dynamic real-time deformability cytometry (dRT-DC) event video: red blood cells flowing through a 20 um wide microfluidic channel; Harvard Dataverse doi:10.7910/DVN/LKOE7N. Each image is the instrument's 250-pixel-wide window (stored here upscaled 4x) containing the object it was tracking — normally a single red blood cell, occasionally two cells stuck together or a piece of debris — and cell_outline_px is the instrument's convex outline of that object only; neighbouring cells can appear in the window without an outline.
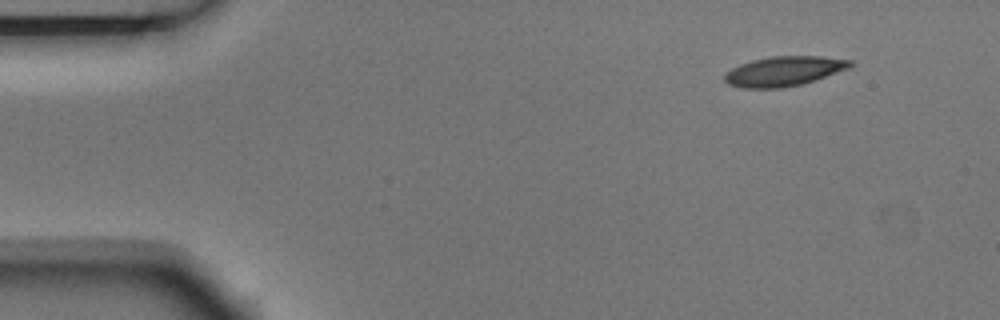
{"species": "Egyptian fruit bat (a non-hibernating species)", "species_latin": "Rousettus aegyptiacus", "temperature_condition": "room temperature", "stored_images_in_passage": 4, "camera_frame_rate_fps": 3000, "um_per_image_px": 0.085, "animal": {"sex": "male"}, "frame": {"image": 1, "passage_image": 1, "time_ms": 0.0, "image_size_px": [1000, 320], "cell_outline_px": [[856, 64], [848, 68], [800, 84], [780, 88], [744, 88], [728, 84], [724, 80], [724, 72], [740, 64], [752, 60], [772, 56], [820, 56], [852, 60]], "centroid_in_image_um": [66.6, 6.04], "position_along_channel_um": 18.4, "area_um2": 21.56}}
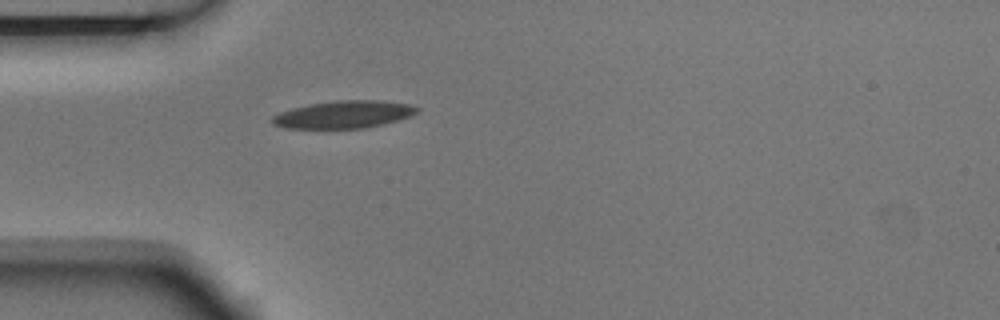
{"frame": {"image": 2, "passage_image": 4, "time_ms": 1.0, "image_size_px": [1000, 320], "cell_outline_px": [[420, 108], [416, 112], [408, 116], [396, 120], [364, 128], [284, 128], [272, 124], [272, 116], [280, 112], [292, 108], [308, 104], [336, 100], [380, 100], [408, 104]], "centroid_in_image_um": [29.16, 9.72], "position_along_channel_um": 55.8, "area_um2": 22.95}}